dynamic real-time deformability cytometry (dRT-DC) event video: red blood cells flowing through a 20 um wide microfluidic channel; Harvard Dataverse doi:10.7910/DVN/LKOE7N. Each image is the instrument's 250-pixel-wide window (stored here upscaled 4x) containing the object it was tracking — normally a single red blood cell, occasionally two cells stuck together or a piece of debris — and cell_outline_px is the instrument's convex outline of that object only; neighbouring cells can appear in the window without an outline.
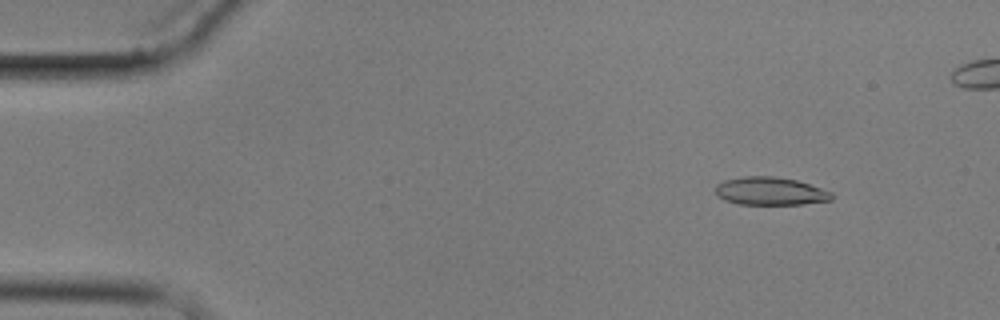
{"species": "common noctule bat (a hibernating species)", "species_latin": "Nyctalus noctula", "temperature_condition": "cold", "stored_images_in_passage": 6, "camera_frame_rate_fps": 3000, "um_per_image_px": 0.085, "animal": {"sex": "male", "body_mass_g": 17.9}, "frame": {"image": 1, "passage_image": 2, "time_ms": 1.333, "image_size_px": [1000, 320], "cell_outline_px": [[832, 200], [804, 204], [740, 204], [724, 200], [716, 196], [716, 184], [724, 180], [744, 176], [772, 176], [796, 180], [832, 192]], "centroid_in_image_um": [65.44, 16.25], "position_along_channel_um": 19.6, "area_um2": 18.9}}